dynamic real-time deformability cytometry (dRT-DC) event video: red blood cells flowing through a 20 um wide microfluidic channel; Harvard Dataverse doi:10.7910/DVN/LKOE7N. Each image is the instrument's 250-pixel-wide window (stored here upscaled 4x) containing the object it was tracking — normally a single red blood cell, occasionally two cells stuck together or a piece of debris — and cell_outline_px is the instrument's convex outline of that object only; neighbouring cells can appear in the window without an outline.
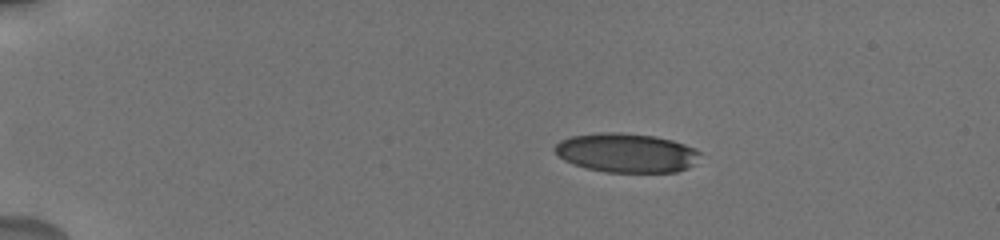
{"species": "human", "species_latin": "Homo sapiens", "temperature_condition": "cold", "stored_images_in_passage": 10, "camera_frame_rate_fps": 3000, "um_per_image_px": 0.085, "donor": {"sex": "male"}, "frame": {"image": 1, "passage_image": 6, "time_ms": 3.667, "image_size_px": [1000, 240], "cell_outline_px": [[700, 152], [692, 164], [688, 168], [676, 172], [604, 172], [572, 164], [564, 160], [552, 148], [560, 140], [572, 136], [600, 132], [620, 132], [656, 136], [672, 140], [696, 148]], "centroid_in_image_um": [53.22, 12.98], "position_along_channel_um": 31.8, "area_um2": 33.12}}
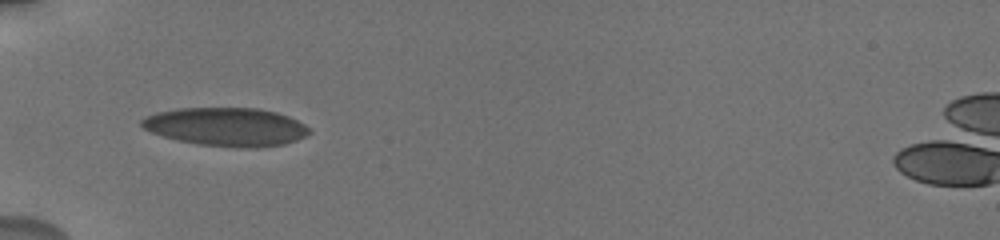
{"frame": {"image": 2, "passage_image": 9, "time_ms": 6.667, "image_size_px": [1000, 240], "cell_outline_px": [[312, 132], [296, 140], [284, 144], [256, 148], [236, 148], [196, 144], [164, 136], [152, 132], [144, 128], [140, 124], [140, 120], [156, 112], [180, 108], [260, 108], [276, 112], [288, 116], [304, 124]], "centroid_in_image_um": [19.25, 10.78], "position_along_channel_um": 65.8, "area_um2": 37.51}}
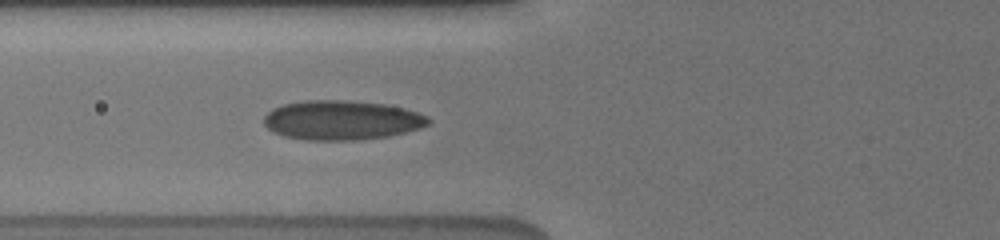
{"frame": {"image": 3, "passage_image": 10, "time_ms": 7.667, "image_size_px": [1000, 240], "cell_outline_px": [[432, 120], [428, 124], [420, 128], [388, 136], [356, 140], [308, 140], [284, 136], [272, 132], [264, 124], [264, 116], [272, 108], [284, 104], [308, 100], [344, 100], [384, 104], [404, 108], [428, 116]], "centroid_in_image_um": [29.03, 10.21], "position_along_channel_um": 96.8, "area_um2": 37.74}}